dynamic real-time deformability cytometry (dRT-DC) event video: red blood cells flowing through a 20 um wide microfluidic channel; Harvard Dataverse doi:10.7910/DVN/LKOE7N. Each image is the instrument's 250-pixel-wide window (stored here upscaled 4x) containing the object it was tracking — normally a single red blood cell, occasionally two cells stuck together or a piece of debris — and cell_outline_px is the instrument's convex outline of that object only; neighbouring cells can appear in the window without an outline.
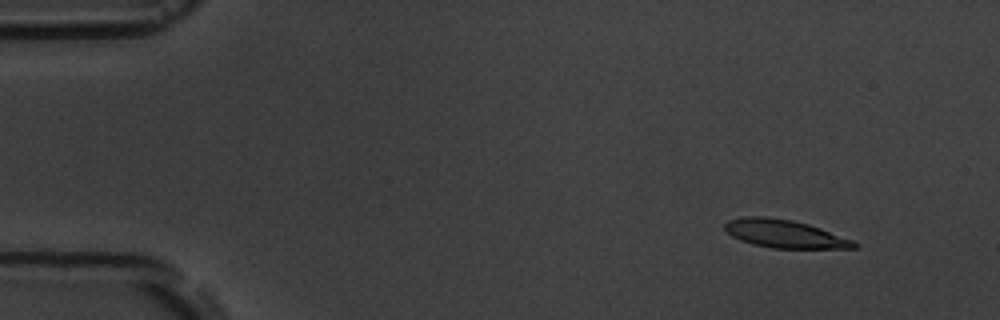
{"species": "common noctule bat (a hibernating species)", "species_latin": "Nyctalus noctula", "temperature_condition": "room temperature", "stored_images_in_passage": 5, "camera_frame_rate_fps": 3000, "um_per_image_px": 0.085, "animal": {"sex": "male", "body_mass_g": 19.5, "forearm_length_mm": 54.6}, "frame": {"image": 1, "passage_image": 2, "time_ms": 1.0, "image_size_px": [1000, 320], "cell_outline_px": [[860, 248], [772, 248], [752, 244], [740, 240], [732, 236], [724, 228], [724, 224], [728, 220], [744, 216], [764, 216], [792, 220], [808, 224], [820, 228], [852, 240], [860, 244]], "centroid_in_image_um": [66.68, 19.87], "position_along_channel_um": 18.3, "area_um2": 21.1}}
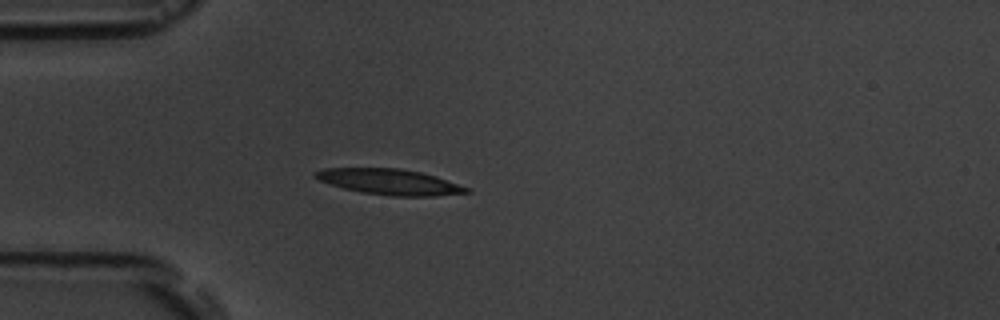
{"frame": {"image": 2, "passage_image": 5, "time_ms": 4.333, "image_size_px": [1000, 320], "cell_outline_px": [[472, 192], [436, 196], [392, 196], [360, 192], [344, 188], [320, 180], [312, 176], [312, 172], [324, 168], [400, 168], [420, 172], [436, 176], [468, 188]], "centroid_in_image_um": [33.09, 15.45], "position_along_channel_um": 51.9, "area_um2": 22.54}}